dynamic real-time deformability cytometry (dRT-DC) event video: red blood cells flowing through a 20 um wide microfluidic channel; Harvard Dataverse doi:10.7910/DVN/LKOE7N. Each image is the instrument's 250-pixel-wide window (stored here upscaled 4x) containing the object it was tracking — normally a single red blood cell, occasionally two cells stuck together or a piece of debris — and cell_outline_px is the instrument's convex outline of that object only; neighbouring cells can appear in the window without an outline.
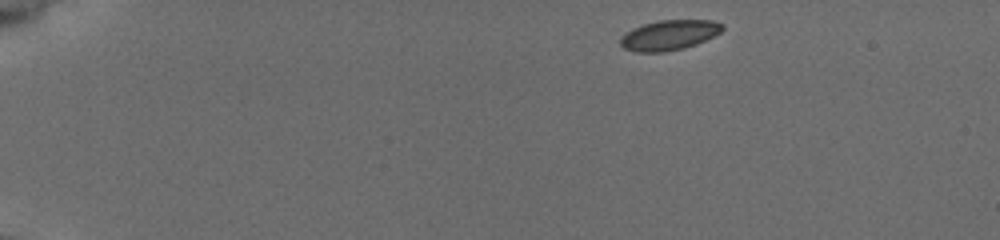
{"species": "common noctule bat (a hibernating species)", "species_latin": "Nyctalus noctula", "temperature_condition": "cold", "stored_images_in_passage": 48, "camera_frame_rate_fps": 3000, "um_per_image_px": 0.085, "animal": {"sex": "female", "body_mass_g": 19.5, "forearm_length_mm": 54.1}, "frame": {"image": 1, "passage_image": 1, "time_ms": 0.0, "image_size_px": [1000, 240], "cell_outline_px": [[724, 28], [720, 32], [696, 44], [684, 48], [664, 52], [636, 52], [624, 48], [620, 44], [620, 36], [632, 28], [644, 24], [660, 20], [712, 20], [724, 24]], "centroid_in_image_um": [56.86, 2.98], "position_along_channel_um": 28.1, "area_um2": 17.86}}
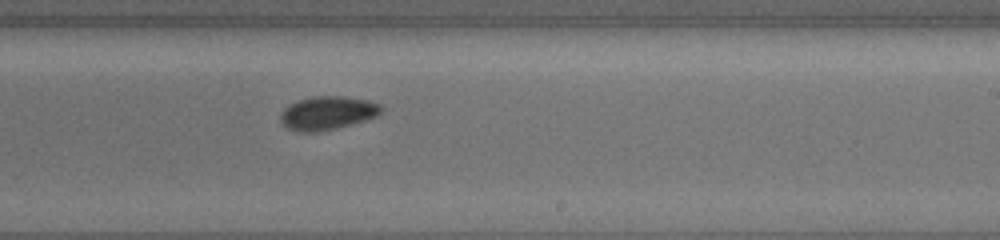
{"frame": {"image": 2, "passage_image": 28, "time_ms": 9.0, "image_size_px": [1000, 240], "cell_outline_px": [[384, 108], [376, 116], [364, 120], [336, 128], [316, 132], [300, 132], [288, 128], [280, 120], [280, 116], [284, 108], [300, 100], [312, 96], [344, 96], [368, 100], [380, 104]], "centroid_in_image_um": [27.85, 9.6], "position_along_channel_um": 261.2, "area_um2": 19.42}}
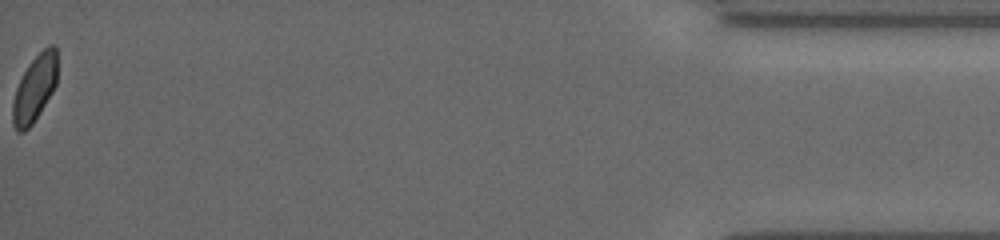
{"frame": {"image": 3, "passage_image": 48, "time_ms": 15.667, "image_size_px": [1000, 240], "cell_outline_px": [[56, 84], [52, 92], [40, 112], [32, 124], [24, 132], [16, 132], [12, 124], [12, 104], [16, 88], [28, 64], [48, 44], [56, 44]], "centroid_in_image_um": [2.93, 7.53], "position_along_channel_um": 432.3, "area_um2": 17.22}, "authors_computed_cell_mechanics": {"area_um2": 18.3226, "velocity_mm_per_s": 3.7553, "shape_relaxation_time_tau1_ms": 2.8635, "shape_relaxation_time_tau2_ms": 3.7816, "deformation_change_tau1": 0.0568, "deformation_change_tau2": 0.0474}}